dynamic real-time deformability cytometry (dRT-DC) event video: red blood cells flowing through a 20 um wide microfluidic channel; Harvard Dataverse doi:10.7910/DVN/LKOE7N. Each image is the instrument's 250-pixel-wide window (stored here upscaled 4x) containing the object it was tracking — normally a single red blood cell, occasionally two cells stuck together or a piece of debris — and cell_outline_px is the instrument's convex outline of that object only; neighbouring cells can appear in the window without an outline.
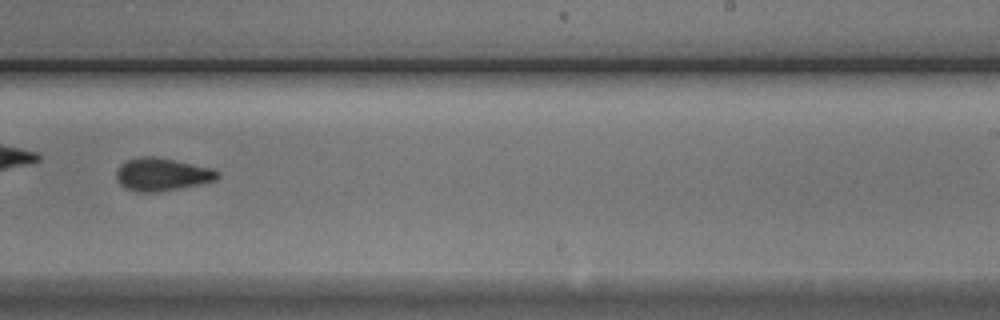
{"species": "Egyptian fruit bat (a non-hibernating species)", "species_latin": "Rousettus aegyptiacus", "temperature_condition": "cold", "stored_images_in_passage": 45, "camera_frame_rate_fps": 3000, "um_per_image_px": 0.085, "animal": {"sex": "male"}, "frame": {"image": 1, "passage_image": 32, "time_ms": 10.333, "image_size_px": [1000, 320], "cell_outline_px": [[220, 176], [216, 180], [200, 184], [180, 188], [156, 192], [136, 192], [124, 188], [116, 180], [116, 172], [120, 164], [128, 160], [144, 156], [152, 156], [212, 168], [220, 172]], "centroid_in_image_um": [13.75, 14.84], "position_along_channel_um": 275.2, "area_um2": 19.31}}